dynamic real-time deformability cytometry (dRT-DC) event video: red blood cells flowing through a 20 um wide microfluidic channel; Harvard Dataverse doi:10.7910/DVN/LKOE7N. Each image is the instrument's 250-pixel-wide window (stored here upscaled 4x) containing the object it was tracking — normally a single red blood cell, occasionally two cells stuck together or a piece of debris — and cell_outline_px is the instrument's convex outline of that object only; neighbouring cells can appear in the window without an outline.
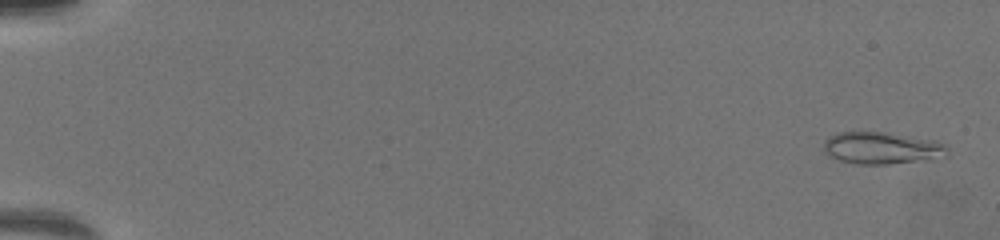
{"species": "common noctule bat (a hibernating species)", "species_latin": "Nyctalus noctula", "temperature_condition": "warm", "stored_images_in_passage": 67, "camera_frame_rate_fps": 3000, "um_per_image_px": 0.085, "animal": {"sex": "female", "body_mass_g": 19.5, "forearm_length_mm": 54.1}, "frame": {"image": 1, "passage_image": 3, "time_ms": 0.667, "image_size_px": [1000, 240], "cell_outline_px": [[948, 156], [888, 164], [856, 164], [840, 160], [828, 156], [824, 152], [824, 140], [836, 132], [888, 132], [936, 140], [948, 148]], "centroid_in_image_um": [74.93, 12.57], "position_along_channel_um": 10.1, "area_um2": 23.12}}
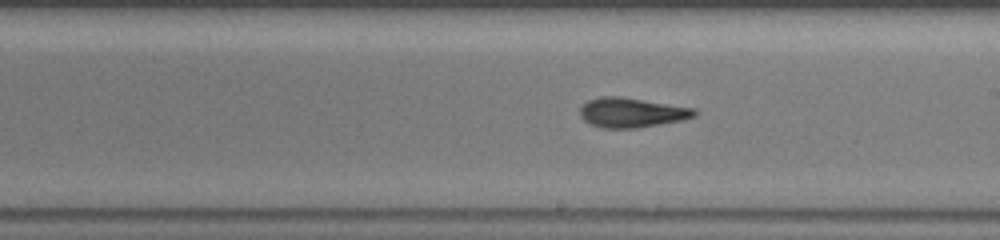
{"frame": {"image": 2, "passage_image": 41, "time_ms": 13.333, "image_size_px": [1000, 240], "cell_outline_px": [[700, 112], [696, 116], [680, 120], [660, 124], [636, 128], [604, 128], [592, 124], [584, 120], [580, 116], [580, 108], [588, 100], [600, 96], [620, 96], [696, 108]], "centroid_in_image_um": [53.72, 9.56], "position_along_channel_um": 235.3, "area_um2": 19.83}}
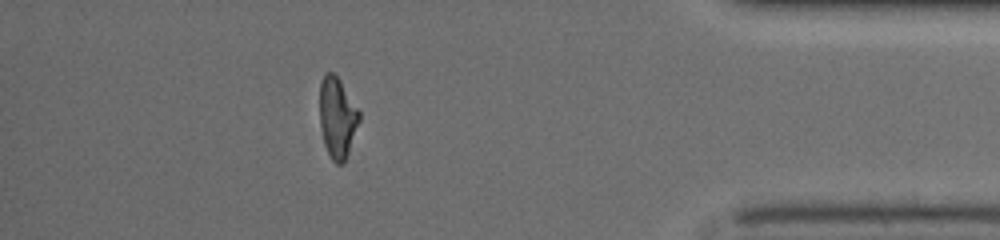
{"frame": {"image": 3, "passage_image": 60, "time_ms": 19.667, "image_size_px": [1000, 240], "cell_outline_px": [[360, 120], [344, 160], [340, 164], [336, 164], [332, 160], [324, 144], [320, 124], [320, 84], [324, 76], [328, 72], [332, 72], [340, 80], [360, 112]], "centroid_in_image_um": [28.66, 9.98], "position_along_channel_um": 406.5, "area_um2": 18.15}}